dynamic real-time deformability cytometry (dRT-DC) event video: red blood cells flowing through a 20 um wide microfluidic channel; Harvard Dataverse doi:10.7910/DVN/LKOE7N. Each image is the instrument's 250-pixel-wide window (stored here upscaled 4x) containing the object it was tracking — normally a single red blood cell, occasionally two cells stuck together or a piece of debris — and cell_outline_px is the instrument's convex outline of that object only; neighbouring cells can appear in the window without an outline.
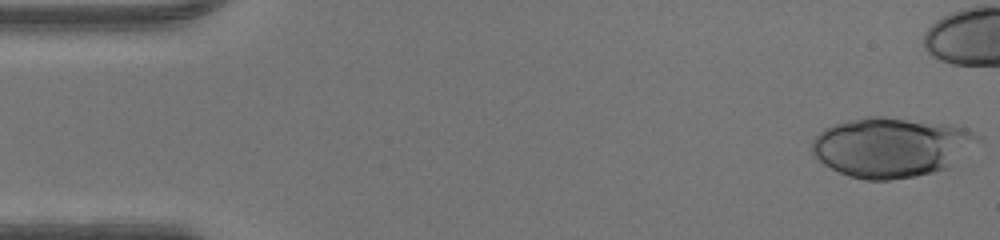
{"species": "human", "species_latin": "Homo sapiens", "temperature_condition": "warm", "stored_images_in_passage": 38, "camera_frame_rate_fps": 3000, "um_per_image_px": 0.085, "donor": {"sex": "male"}, "frame": {"image": 1, "passage_image": 1, "time_ms": 0.0, "image_size_px": [1000, 240], "cell_outline_px": [[984, 140], [948, 168], [916, 176], [888, 180], [868, 180], [848, 176], [824, 164], [812, 152], [812, 140], [824, 128], [832, 124], [864, 116], [884, 116], [952, 124], [964, 128], [984, 136]], "centroid_in_image_um": [75.82, 12.49], "position_along_channel_um": 9.2, "area_um2": 58.38}}